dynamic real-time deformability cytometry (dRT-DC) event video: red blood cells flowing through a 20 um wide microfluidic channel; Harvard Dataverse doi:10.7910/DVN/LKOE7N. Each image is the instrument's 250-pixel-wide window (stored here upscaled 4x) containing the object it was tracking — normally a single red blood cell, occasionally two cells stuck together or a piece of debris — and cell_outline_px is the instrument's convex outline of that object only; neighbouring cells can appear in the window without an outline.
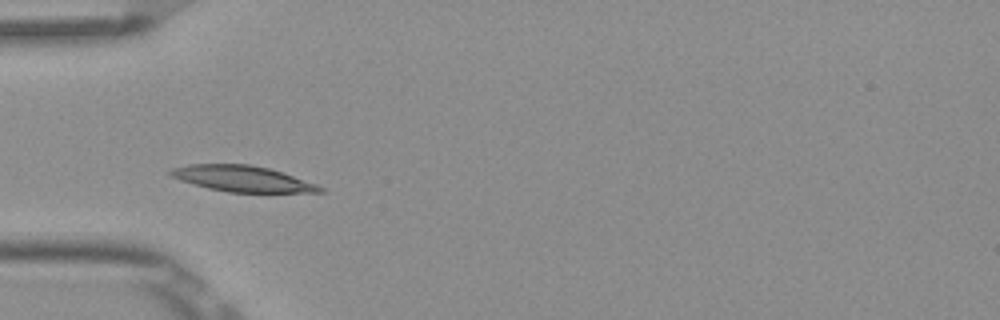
{"species": "Egyptian fruit bat (a non-hibernating species)", "species_latin": "Rousettus aegyptiacus", "temperature_condition": "room temperature", "stored_images_in_passage": 7, "camera_frame_rate_fps": 3000, "um_per_image_px": 0.085, "frame": {"image": 1, "passage_image": 2, "time_ms": 0.333, "image_size_px": [1000, 320], "cell_outline_px": [[324, 192], [228, 192], [208, 188], [180, 180], [172, 176], [168, 172], [172, 168], [188, 164], [252, 164], [268, 168], [316, 184], [324, 188]], "centroid_in_image_um": [20.57, 15.18], "position_along_channel_um": 64.4, "area_um2": 22.25}}
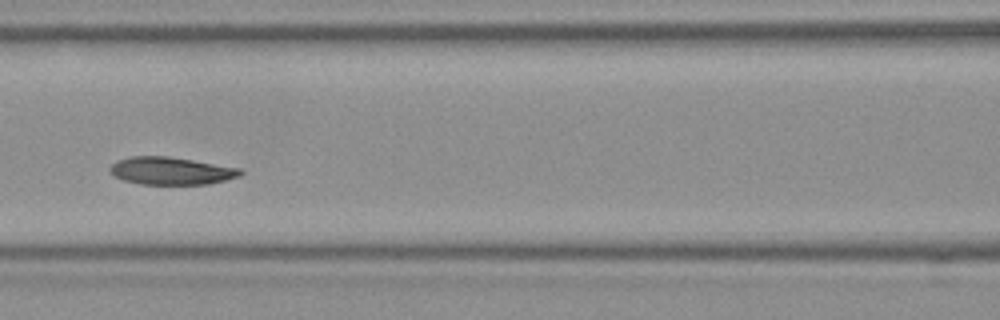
{"frame": {"image": 2, "passage_image": 4, "time_ms": 1.0, "image_size_px": [1000, 320], "cell_outline_px": [[244, 172], [240, 176], [208, 184], [140, 184], [124, 180], [116, 176], [108, 168], [116, 160], [128, 156], [168, 156], [240, 168]], "centroid_in_image_um": [14.53, 14.51], "position_along_channel_um": 152.1, "area_um2": 20.87}}
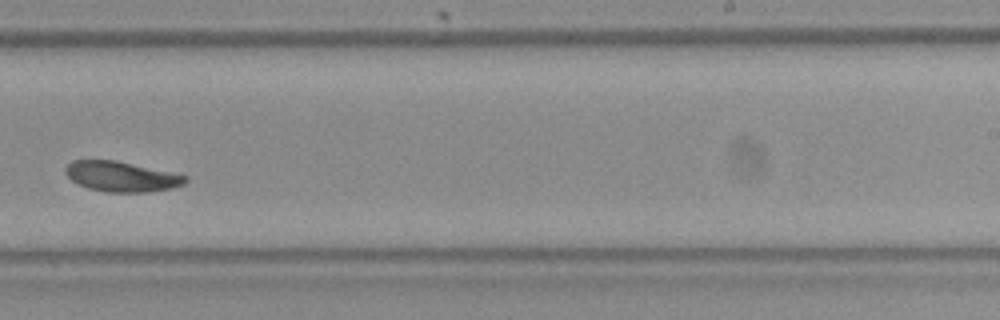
{"frame": {"image": 3, "passage_image": 7, "time_ms": 2.0, "image_size_px": [1000, 320], "cell_outline_px": [[188, 180], [184, 184], [172, 188], [148, 192], [108, 192], [88, 188], [72, 180], [64, 172], [64, 168], [72, 160], [116, 160], [188, 176]], "centroid_in_image_um": [10.32, 15.0], "position_along_channel_um": 278.7, "area_um2": 20.98}}